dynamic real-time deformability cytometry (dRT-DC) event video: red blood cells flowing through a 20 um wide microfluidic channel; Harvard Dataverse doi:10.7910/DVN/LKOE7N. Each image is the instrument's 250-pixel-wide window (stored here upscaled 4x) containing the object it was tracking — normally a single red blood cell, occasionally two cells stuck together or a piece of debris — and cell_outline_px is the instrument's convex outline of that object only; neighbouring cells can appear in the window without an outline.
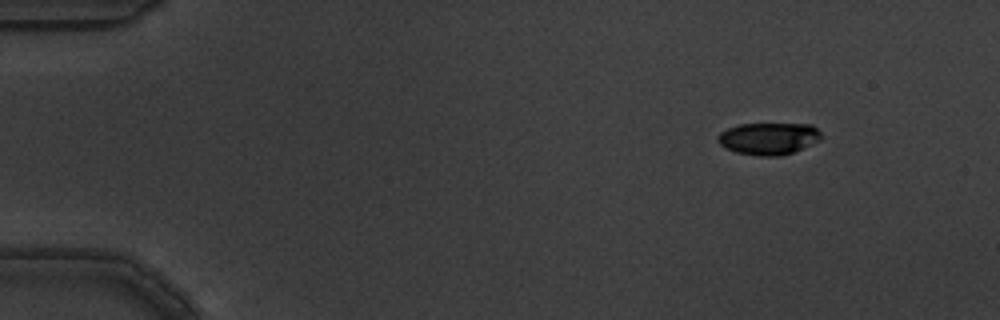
{"species": "common noctule bat (a hibernating species)", "species_latin": "Nyctalus noctula", "temperature_condition": "warm", "stored_images_in_passage": 4, "camera_frame_rate_fps": 3000, "um_per_image_px": 0.085, "animal": {"sex": "male", "body_mass_g": 19.5, "forearm_length_mm": 54.6}, "frame": {"image": 1, "passage_image": 2, "time_ms": 0.333, "image_size_px": [1000, 320], "cell_outline_px": [[824, 136], [820, 140], [792, 152], [780, 156], [760, 156], [736, 152], [720, 144], [716, 140], [716, 136], [720, 132], [728, 128], [740, 124], [812, 124]], "centroid_in_image_um": [65.33, 11.77], "position_along_channel_um": 19.7, "area_um2": 19.25}}
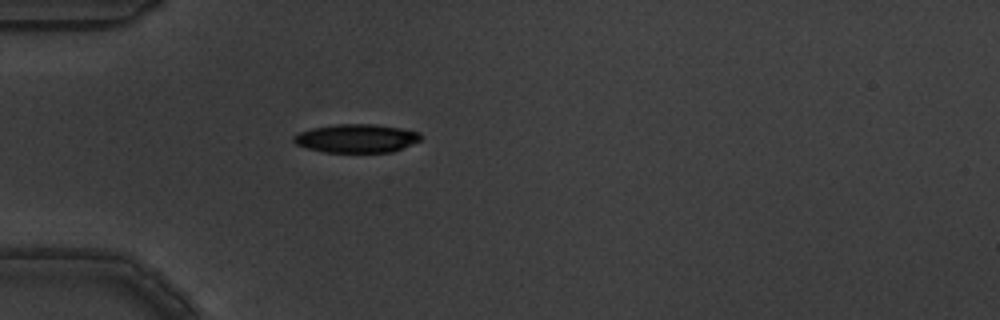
{"frame": {"image": 2, "passage_image": 4, "time_ms": 1.0, "image_size_px": [1000, 320], "cell_outline_px": [[420, 140], [392, 152], [324, 152], [308, 148], [296, 144], [292, 140], [292, 136], [300, 132], [312, 128], [336, 124], [372, 124], [400, 128], [420, 132]], "centroid_in_image_um": [30.27, 11.76], "position_along_channel_um": 54.7, "area_um2": 20.92}}